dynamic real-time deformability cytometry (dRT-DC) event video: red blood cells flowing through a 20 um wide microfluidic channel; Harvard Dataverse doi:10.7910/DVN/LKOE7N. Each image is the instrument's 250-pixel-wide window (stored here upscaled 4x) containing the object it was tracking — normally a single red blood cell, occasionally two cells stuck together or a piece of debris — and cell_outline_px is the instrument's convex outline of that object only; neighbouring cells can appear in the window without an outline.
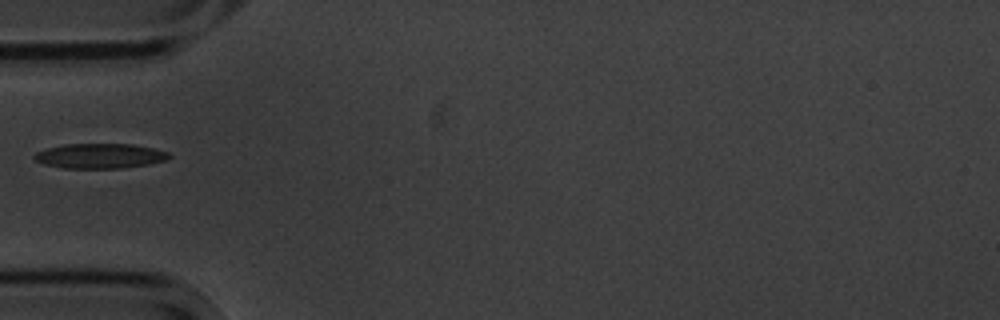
{"species": "common noctule bat (a hibernating species)", "species_latin": "Nyctalus noctula", "temperature_condition": "cold", "stored_images_in_passage": 1, "camera_frame_rate_fps": 3000, "um_per_image_px": 0.085, "animal": {"sex": "male", "body_mass_g": 20.1, "forearm_length_mm": 53.5}, "frame": {"image": 1, "passage_image": 1, "time_ms": 0.0, "image_size_px": [1000, 320], "cell_outline_px": [[172, 156], [168, 160], [148, 164], [124, 168], [64, 168], [44, 164], [36, 160], [32, 156], [36, 152], [48, 148], [64, 144], [132, 144], [152, 148], [168, 152]], "centroid_in_image_um": [8.51, 13.25], "position_along_channel_um": 76.5, "area_um2": 19.54}}